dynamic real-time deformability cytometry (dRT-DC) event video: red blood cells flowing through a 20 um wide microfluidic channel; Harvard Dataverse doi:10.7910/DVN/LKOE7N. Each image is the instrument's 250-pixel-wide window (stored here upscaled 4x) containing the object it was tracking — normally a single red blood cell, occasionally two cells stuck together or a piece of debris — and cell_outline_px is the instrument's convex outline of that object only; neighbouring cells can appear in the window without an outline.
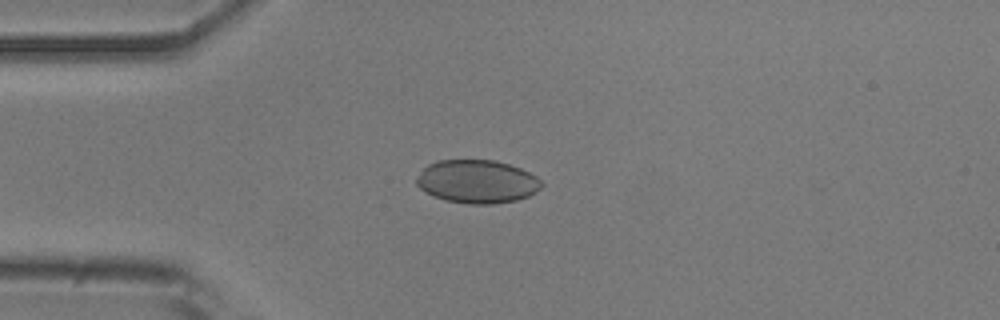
{"species": "common noctule bat (a hibernating species)", "species_latin": "Nyctalus noctula", "temperature_condition": "room temperature", "stored_images_in_passage": 49, "camera_frame_rate_fps": 3000, "um_per_image_px": 0.085, "animal": {"sex": "male", "body_mass_g": 20.5, "forearm_length_mm": 52.5}, "frame": {"image": 1, "passage_image": 13, "time_ms": 4.0, "image_size_px": [1000, 320], "cell_outline_px": [[544, 184], [536, 192], [528, 196], [516, 200], [492, 204], [468, 204], [444, 200], [420, 188], [416, 184], [416, 176], [428, 164], [436, 160], [496, 160], [520, 168], [536, 176]], "centroid_in_image_um": [40.55, 15.43], "position_along_channel_um": 44.4, "area_um2": 31.5}}
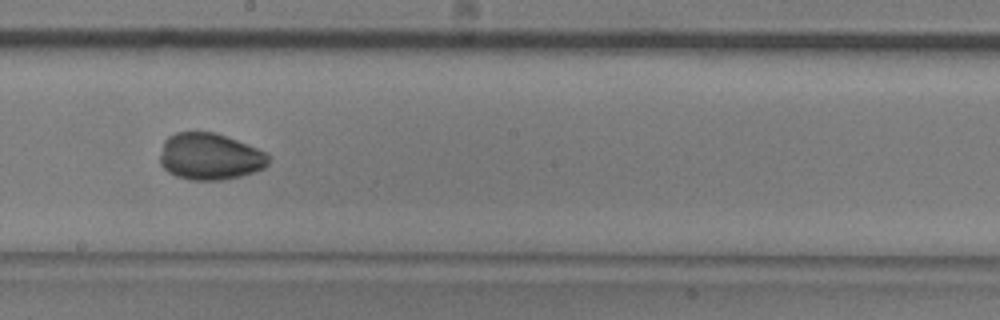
{"frame": {"image": 2, "passage_image": 29, "time_ms": 9.333, "image_size_px": [1000, 320], "cell_outline_px": [[272, 156], [268, 164], [264, 168], [240, 176], [220, 180], [192, 180], [176, 176], [168, 172], [160, 164], [160, 156], [164, 140], [168, 136], [176, 132], [216, 132], [268, 152]], "centroid_in_image_um": [17.86, 13.3], "position_along_channel_um": 230.3, "area_um2": 29.77}}
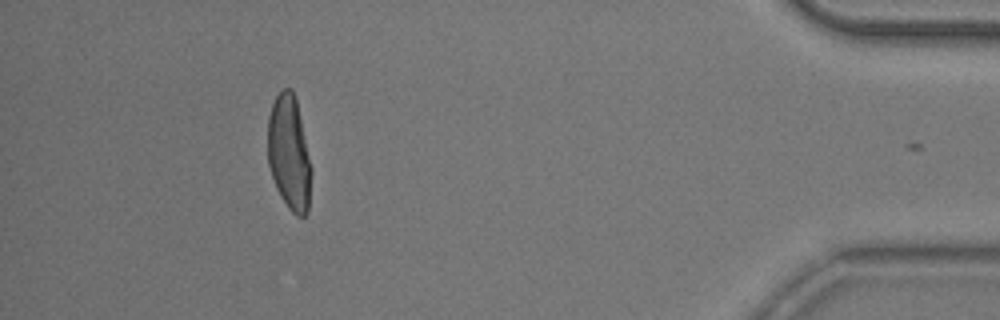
{"frame": {"image": 3, "passage_image": 48, "time_ms": 15.667, "image_size_px": [1000, 320], "cell_outline_px": [[312, 172], [308, 212], [304, 216], [296, 216], [288, 208], [280, 196], [276, 188], [268, 164], [268, 116], [272, 104], [276, 96], [284, 88], [292, 88], [296, 100], [312, 168]], "centroid_in_image_um": [24.58, 13.04], "position_along_channel_um": 410.6, "area_um2": 29.19}, "authors_computed_cell_mechanics": {"area_um2": 29.767, "velocity_mm_per_s": 3.7806, "shape_relaxation_time_tau1_ms": 4.3587, "shape_relaxation_time_tau2_ms": 2.6151, "deformation_change_tau1": 0.1265, "deformation_change_tau2": 0.0558}}